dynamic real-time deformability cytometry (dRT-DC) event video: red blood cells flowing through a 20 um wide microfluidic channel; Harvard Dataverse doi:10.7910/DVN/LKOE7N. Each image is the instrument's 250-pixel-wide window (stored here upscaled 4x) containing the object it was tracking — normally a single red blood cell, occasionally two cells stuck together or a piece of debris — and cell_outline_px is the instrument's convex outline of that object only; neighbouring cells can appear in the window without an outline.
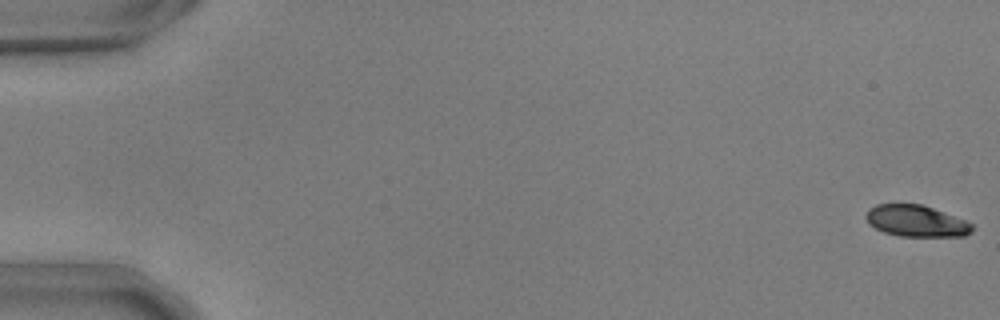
{"species": "common noctule bat (a hibernating species)", "species_latin": "Nyctalus noctula", "temperature_condition": "warm", "stored_images_in_passage": 55, "camera_frame_rate_fps": 3000, "um_per_image_px": 0.085, "animal": {"sex": "male", "body_mass_g": 17.9, "forearm_length_mm": 54.2}, "frame": {"image": 1, "passage_image": 1, "time_ms": 0.0, "image_size_px": [1000, 320], "cell_outline_px": [[972, 232], [964, 236], [900, 236], [884, 232], [868, 224], [864, 216], [868, 208], [876, 204], [920, 204], [932, 208], [964, 220], [972, 224]], "centroid_in_image_um": [77.82, 18.78], "position_along_channel_um": 7.2, "area_um2": 19.36}}
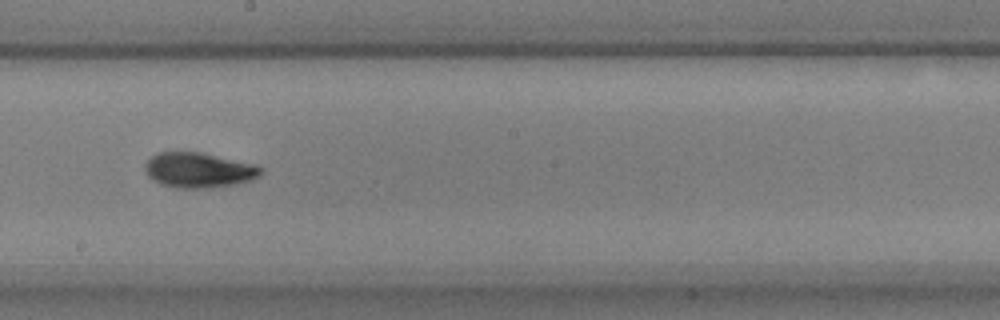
{"frame": {"image": 2, "passage_image": 32, "time_ms": 10.333, "image_size_px": [1000, 320], "cell_outline_px": [[264, 172], [260, 176], [252, 180], [232, 184], [208, 188], [176, 188], [160, 184], [152, 180], [144, 172], [144, 164], [156, 152], [204, 152], [256, 164], [264, 168]], "centroid_in_image_um": [16.9, 14.45], "position_along_channel_um": 231.3, "area_um2": 24.16}}
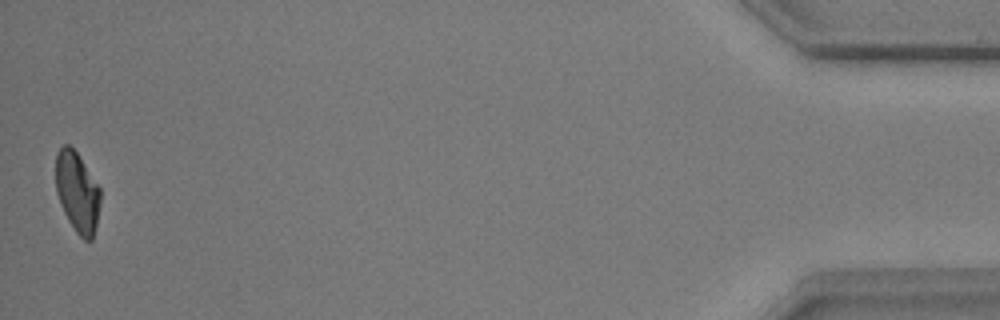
{"frame": {"image": 3, "passage_image": 55, "time_ms": 18.0, "image_size_px": [1000, 320], "cell_outline_px": [[100, 204], [96, 224], [92, 240], [84, 240], [76, 232], [68, 220], [60, 204], [56, 192], [56, 152], [64, 144], [68, 144], [76, 152], [100, 188]], "centroid_in_image_um": [6.55, 16.33], "position_along_channel_um": 428.6, "area_um2": 20.69}, "authors_computed_cell_mechanics": {"area_um2": 22.253, "velocity_mm_per_s": 3.6912, "shape_relaxation_time_tau1_ms": 4.9221, "shape_relaxation_time_tau2_ms": 2.2843, "deformation_change_tau1": 0.1674, "deformation_change_tau2": 0.063}}